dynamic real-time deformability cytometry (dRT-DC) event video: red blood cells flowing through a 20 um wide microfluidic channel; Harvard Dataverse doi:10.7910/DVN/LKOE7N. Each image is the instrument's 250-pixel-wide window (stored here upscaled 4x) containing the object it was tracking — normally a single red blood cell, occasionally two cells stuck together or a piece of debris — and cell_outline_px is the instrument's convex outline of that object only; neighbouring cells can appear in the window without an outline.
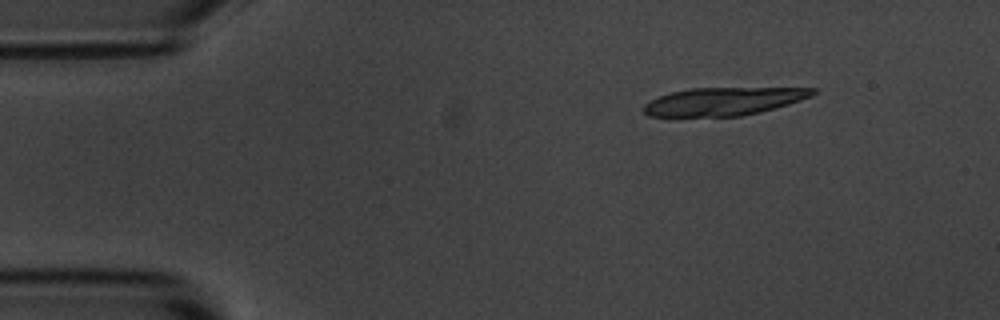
{"species": "common noctule bat (a hibernating species)", "species_latin": "Nyctalus noctula", "temperature_condition": "room temperature", "stored_images_in_passage": 6, "camera_frame_rate_fps": 3000, "um_per_image_px": 0.085, "animal": {"sex": "male", "body_mass_g": 20.1, "forearm_length_mm": 53.5}, "frame": {"image": 1, "passage_image": 2, "time_ms": 1.0, "image_size_px": [1000, 320], "cell_outline_px": [[816, 92], [812, 96], [788, 104], [760, 112], [740, 116], [648, 116], [644, 112], [644, 104], [660, 96], [672, 92], [688, 88], [816, 88]], "centroid_in_image_um": [61.51, 8.61], "position_along_channel_um": 23.5, "area_um2": 27.28}}
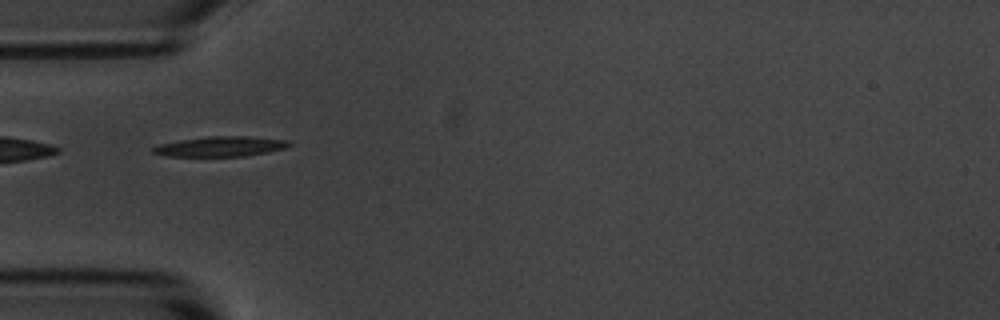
{"frame": {"image": 2, "passage_image": 4, "time_ms": 4.333, "image_size_px": [1000, 320], "cell_outline_px": [[292, 144], [284, 148], [268, 152], [244, 156], [164, 156], [152, 152], [152, 148], [160, 144], [180, 140], [208, 136], [244, 136], [288, 140]], "centroid_in_image_um": [18.74, 12.45], "position_along_channel_um": 66.3, "area_um2": 15.78}}